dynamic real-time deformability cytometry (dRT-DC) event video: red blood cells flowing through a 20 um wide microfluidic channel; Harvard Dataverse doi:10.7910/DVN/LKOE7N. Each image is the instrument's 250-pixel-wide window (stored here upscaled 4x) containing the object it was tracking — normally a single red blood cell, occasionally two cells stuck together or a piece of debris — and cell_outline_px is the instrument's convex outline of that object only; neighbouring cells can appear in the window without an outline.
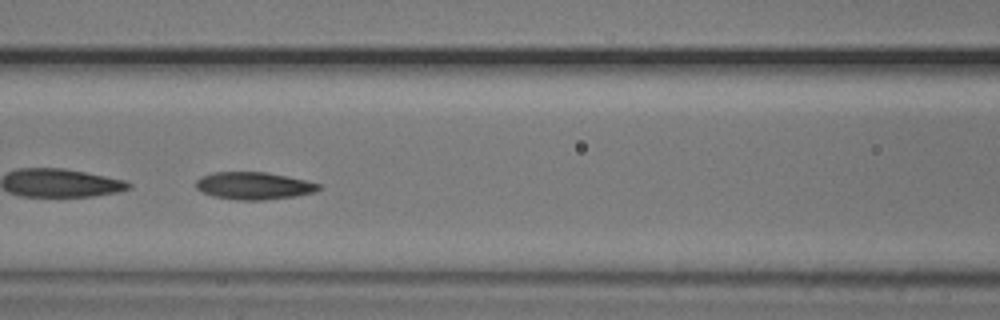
{"species": "common noctule bat (a hibernating species)", "species_latin": "Nyctalus noctula", "temperature_condition": "cold", "stored_images_in_passage": 42, "camera_frame_rate_fps": 3000, "um_per_image_px": 0.085, "animal": {"sex": "male", "body_mass_g": 20.5, "forearm_length_mm": 52.5}, "frame": {"image": 1, "passage_image": 12, "time_ms": 3.667, "image_size_px": [1000, 320], "cell_outline_px": [[324, 188], [316, 192], [296, 196], [264, 200], [236, 200], [212, 196], [196, 188], [196, 180], [200, 176], [212, 172], [268, 172], [288, 176], [320, 184]], "centroid_in_image_um": [21.6, 15.79], "position_along_channel_um": 145.0, "area_um2": 19.83}}
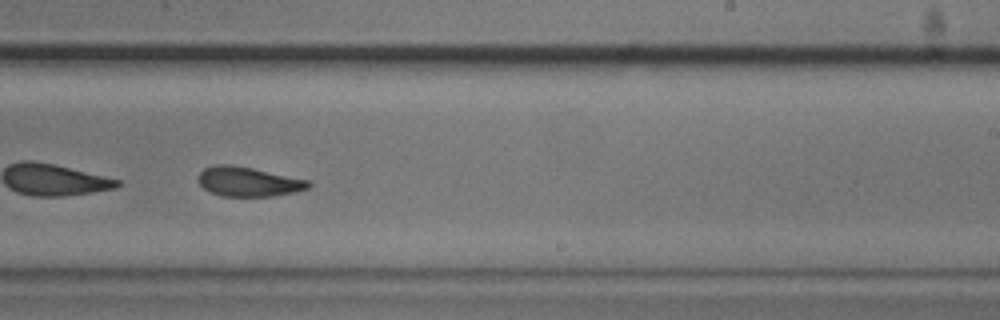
{"frame": {"image": 2, "passage_image": 22, "time_ms": 7.0, "image_size_px": [1000, 320], "cell_outline_px": [[312, 184], [308, 188], [292, 192], [272, 196], [220, 196], [204, 188], [200, 184], [200, 172], [204, 168], [212, 164], [228, 164], [252, 168], [308, 180]], "centroid_in_image_um": [21.09, 15.43], "position_along_channel_um": 267.9, "area_um2": 18.67}}
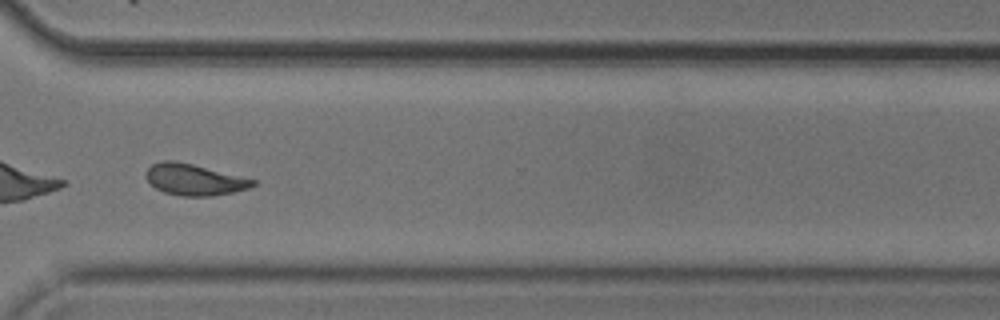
{"frame": {"image": 3, "passage_image": 29, "time_ms": 9.333, "image_size_px": [1000, 320], "cell_outline_px": [[256, 184], [248, 188], [232, 192], [212, 196], [180, 196], [164, 192], [156, 188], [144, 176], [148, 168], [152, 164], [160, 160], [172, 160], [192, 164], [256, 180]], "centroid_in_image_um": [16.48, 15.26], "position_along_channel_um": 354.1, "area_um2": 19.31}, "authors_computed_cell_mechanics": {"area_um2": 19.6809, "velocity_mm_per_s": 3.6998, "shape_relaxation_time_tau1_ms": 4.8808, "shape_relaxation_time_tau2_ms": 3.4217, "deformation_change_tau1": 0.1219, "deformation_change_tau2": 0.0951}}